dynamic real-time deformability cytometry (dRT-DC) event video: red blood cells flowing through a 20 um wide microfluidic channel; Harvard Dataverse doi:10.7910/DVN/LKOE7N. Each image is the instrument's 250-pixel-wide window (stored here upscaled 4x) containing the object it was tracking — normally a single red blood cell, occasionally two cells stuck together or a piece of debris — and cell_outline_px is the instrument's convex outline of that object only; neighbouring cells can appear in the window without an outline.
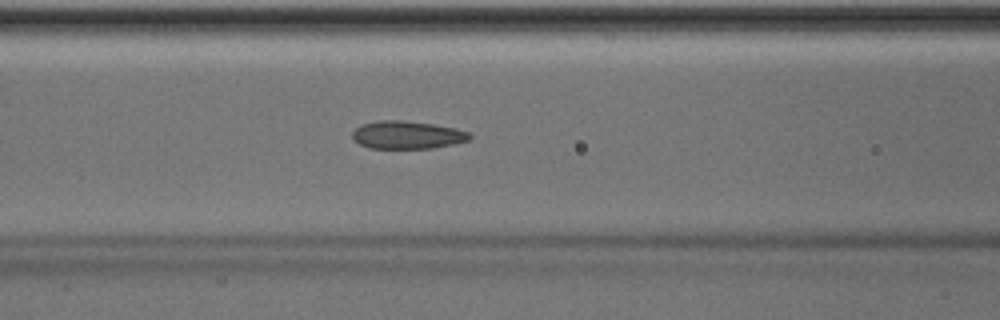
{"species": "Egyptian fruit bat (a non-hibernating species)", "species_latin": "Rousettus aegyptiacus", "temperature_condition": "room temperature", "stored_images_in_passage": 49, "camera_frame_rate_fps": 3000, "um_per_image_px": 0.085, "animal": {"sex": "male"}, "frame": {"image": 1, "passage_image": 20, "time_ms": 6.333, "image_size_px": [1000, 320], "cell_outline_px": [[472, 136], [468, 140], [456, 144], [432, 148], [368, 148], [360, 144], [352, 136], [352, 132], [360, 124], [376, 120], [400, 120], [432, 124], [456, 128], [468, 132]], "centroid_in_image_um": [34.61, 11.46], "position_along_channel_um": 132.0, "area_um2": 19.07}}
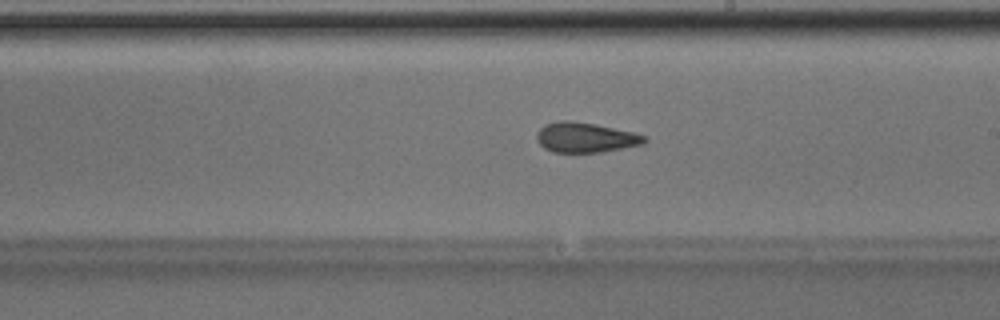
{"frame": {"image": 2, "passage_image": 28, "time_ms": 9.0, "image_size_px": [1000, 320], "cell_outline_px": [[648, 140], [644, 144], [624, 148], [600, 152], [552, 152], [544, 148], [536, 140], [536, 136], [540, 128], [544, 124], [560, 120], [572, 120], [596, 124], [632, 132], [644, 136]], "centroid_in_image_um": [49.74, 11.68], "position_along_channel_um": 239.3, "area_um2": 18.9}}
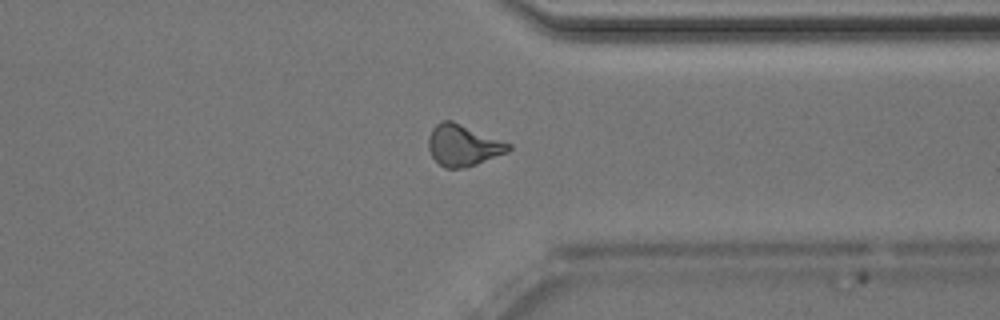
{"frame": {"image": 3, "passage_image": 38, "time_ms": 12.333, "image_size_px": [1000, 320], "cell_outline_px": [[512, 148], [508, 152], [476, 164], [464, 168], [444, 168], [432, 156], [428, 148], [428, 136], [432, 128], [440, 120], [452, 120], [512, 144]], "centroid_in_image_um": [39.36, 12.34], "position_along_channel_um": 372.0, "area_um2": 19.36}, "authors_computed_cell_mechanics": {"area_um2": 19.1318, "velocity_mm_per_s": 4.0374, "shape_relaxation_time_tau1_ms": 8.5965, "shape_relaxation_time_tau2_ms": 2.1869, "deformation_change_tau1": 0.1613, "deformation_change_tau2": 0.0894}}